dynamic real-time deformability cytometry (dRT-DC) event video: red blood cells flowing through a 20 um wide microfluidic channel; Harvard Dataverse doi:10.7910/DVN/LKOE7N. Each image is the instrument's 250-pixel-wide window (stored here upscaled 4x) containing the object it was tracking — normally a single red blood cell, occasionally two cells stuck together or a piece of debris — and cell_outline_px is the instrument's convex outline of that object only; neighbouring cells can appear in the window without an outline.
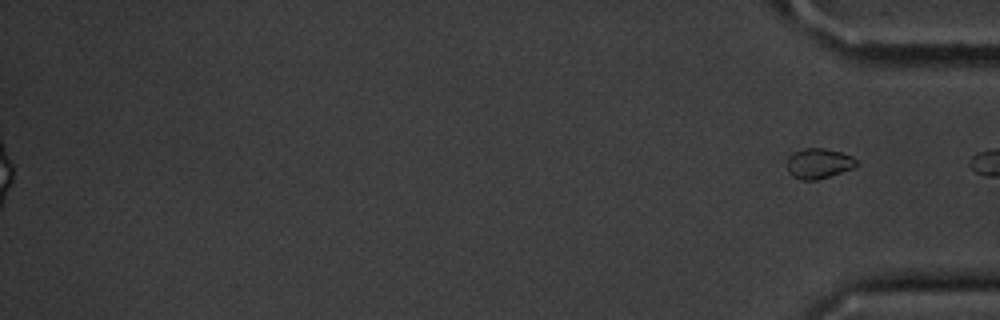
{"species": "common noctule bat (a hibernating species)", "species_latin": "Nyctalus noctula", "temperature_condition": "cold", "stored_images_in_passage": 53, "segment_of_instrument_passage": [2, 2], "camera_frame_rate_fps": 3000, "um_per_image_px": 0.085, "animal": {"sex": "male", "body_mass_g": 20.1, "forearm_length_mm": 53.5}, "frame": {"image": 1, "passage_image": 53, "time_ms": 17.333, "image_size_px": [1000, 320], "cell_outline_px": [[860, 164], [852, 168], [816, 180], [800, 180], [792, 176], [788, 172], [788, 156], [792, 152], [804, 148], [824, 148], [840, 152], [852, 156]], "centroid_in_image_um": [69.57, 13.88], "position_along_channel_um": 365.6, "area_um2": 12.2}}